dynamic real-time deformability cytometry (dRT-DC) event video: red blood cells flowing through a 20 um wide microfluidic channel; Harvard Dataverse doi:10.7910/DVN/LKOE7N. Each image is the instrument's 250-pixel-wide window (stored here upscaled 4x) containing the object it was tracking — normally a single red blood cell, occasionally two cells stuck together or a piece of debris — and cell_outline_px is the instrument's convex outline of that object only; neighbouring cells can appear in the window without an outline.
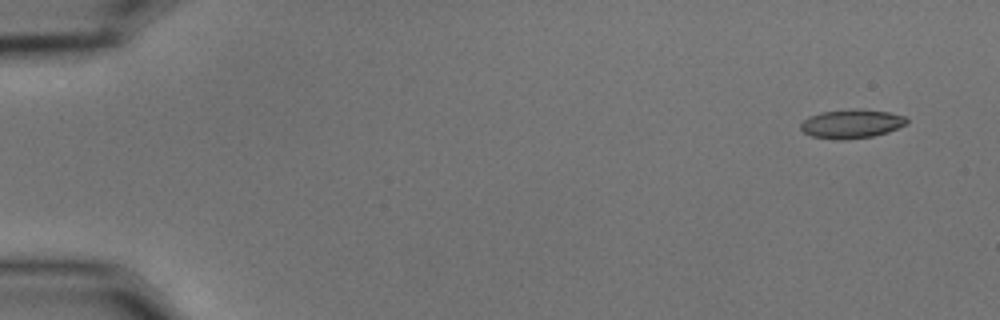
{"species": "common noctule bat (a hibernating species)", "species_latin": "Nyctalus noctula", "temperature_condition": "cold", "stored_images_in_passage": 54, "camera_frame_rate_fps": 3000, "um_per_image_px": 0.085, "animal": {"sex": "male", "body_mass_g": 15.6}, "frame": {"image": 1, "passage_image": 1, "time_ms": 0.0, "image_size_px": [1000, 320], "cell_outline_px": [[908, 124], [888, 132], [872, 136], [844, 140], [836, 140], [812, 136], [804, 132], [800, 128], [800, 124], [808, 116], [820, 112], [888, 112], [904, 116], [908, 120]], "centroid_in_image_um": [72.36, 10.58], "position_along_channel_um": 12.6, "area_um2": 16.99}}
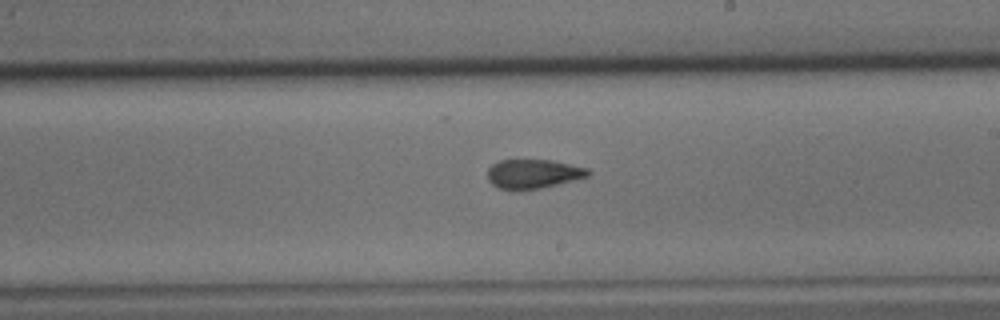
{"frame": {"image": 2, "passage_image": 31, "time_ms": 10.0, "image_size_px": [1000, 320], "cell_outline_px": [[592, 172], [588, 176], [540, 188], [516, 192], [500, 188], [492, 184], [488, 180], [488, 168], [492, 164], [500, 160], [552, 160], [588, 168]], "centroid_in_image_um": [45.29, 14.79], "position_along_channel_um": 243.7, "area_um2": 17.22}}
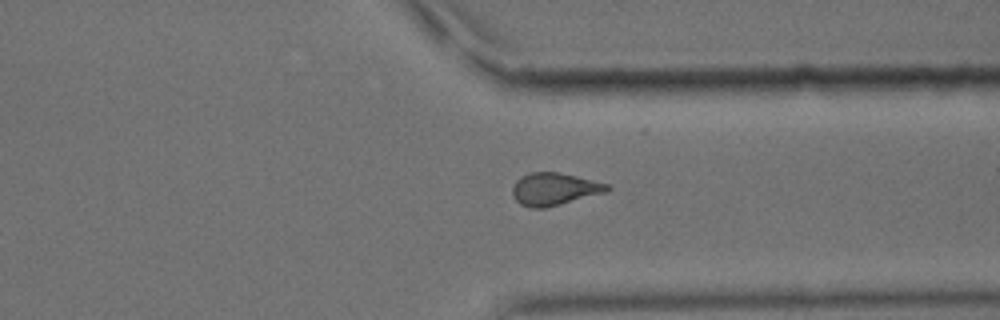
{"frame": {"image": 3, "passage_image": 41, "time_ms": 13.333, "image_size_px": [1000, 320], "cell_outline_px": [[612, 188], [608, 192], [544, 208], [532, 208], [520, 204], [512, 196], [512, 184], [520, 176], [528, 172], [560, 172], [608, 184]], "centroid_in_image_um": [47.09, 16.06], "position_along_channel_um": 364.3, "area_um2": 18.09}, "authors_computed_cell_mechanics": {"area_um2": 18.0047, "velocity_mm_per_s": 3.6174, "shape_relaxation_time_tau1_ms": 8.4179, "shape_relaxation_time_tau2_ms": 2.3416, "deformation_change_tau1": 0.1845, "deformation_change_tau2": 0.0856}}